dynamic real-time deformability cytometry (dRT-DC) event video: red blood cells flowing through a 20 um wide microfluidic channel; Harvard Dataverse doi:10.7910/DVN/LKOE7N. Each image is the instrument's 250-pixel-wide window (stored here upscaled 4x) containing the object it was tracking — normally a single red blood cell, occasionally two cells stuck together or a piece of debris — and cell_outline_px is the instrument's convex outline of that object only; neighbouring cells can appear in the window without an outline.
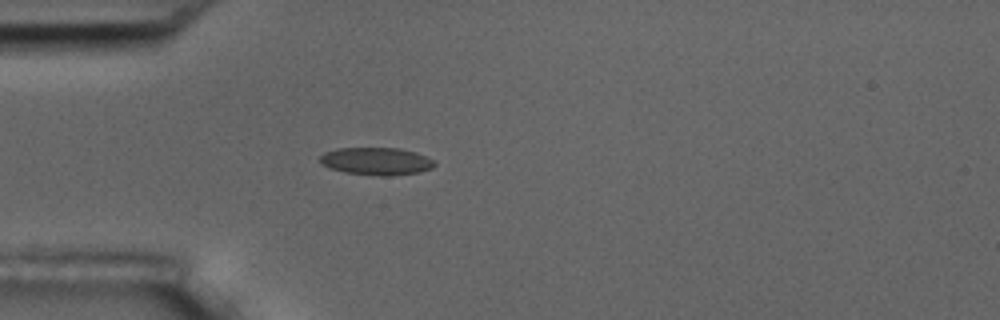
{"species": "common noctule bat (a hibernating species)", "species_latin": "Nyctalus noctula", "temperature_condition": "room temperature", "stored_images_in_passage": 2, "camera_frame_rate_fps": 3000, "um_per_image_px": 0.085, "animal": {"sex": "male", "body_mass_g": 17.5, "forearm_length_mm": 52.3}, "frame": {"image": 1, "passage_image": 2, "time_ms": 2.0, "image_size_px": [1000, 320], "cell_outline_px": [[436, 164], [432, 168], [420, 172], [392, 176], [380, 176], [344, 172], [328, 168], [320, 160], [320, 156], [324, 152], [336, 148], [400, 148], [416, 152], [432, 160]], "centroid_in_image_um": [31.99, 13.7], "position_along_channel_um": 53.0, "area_um2": 18.44}}